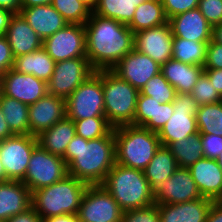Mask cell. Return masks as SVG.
Returning <instances> with one entry per match:
<instances>
[{"label": "cell", "mask_w": 222, "mask_h": 222, "mask_svg": "<svg viewBox=\"0 0 222 222\" xmlns=\"http://www.w3.org/2000/svg\"><path fill=\"white\" fill-rule=\"evenodd\" d=\"M84 26L86 57L95 71L112 70L134 49V33L126 24L91 13Z\"/></svg>", "instance_id": "1"}, {"label": "cell", "mask_w": 222, "mask_h": 222, "mask_svg": "<svg viewBox=\"0 0 222 222\" xmlns=\"http://www.w3.org/2000/svg\"><path fill=\"white\" fill-rule=\"evenodd\" d=\"M62 158L68 175L88 185L102 184L116 163L114 129L108 135L92 140L75 135Z\"/></svg>", "instance_id": "2"}, {"label": "cell", "mask_w": 222, "mask_h": 222, "mask_svg": "<svg viewBox=\"0 0 222 222\" xmlns=\"http://www.w3.org/2000/svg\"><path fill=\"white\" fill-rule=\"evenodd\" d=\"M102 185L123 211L154 204L153 190L143 170L115 163Z\"/></svg>", "instance_id": "3"}, {"label": "cell", "mask_w": 222, "mask_h": 222, "mask_svg": "<svg viewBox=\"0 0 222 222\" xmlns=\"http://www.w3.org/2000/svg\"><path fill=\"white\" fill-rule=\"evenodd\" d=\"M87 187V183L66 175L62 180L32 192V207L41 219L77 214Z\"/></svg>", "instance_id": "4"}, {"label": "cell", "mask_w": 222, "mask_h": 222, "mask_svg": "<svg viewBox=\"0 0 222 222\" xmlns=\"http://www.w3.org/2000/svg\"><path fill=\"white\" fill-rule=\"evenodd\" d=\"M116 163L144 170L161 146L157 132L135 125L114 128Z\"/></svg>", "instance_id": "5"}, {"label": "cell", "mask_w": 222, "mask_h": 222, "mask_svg": "<svg viewBox=\"0 0 222 222\" xmlns=\"http://www.w3.org/2000/svg\"><path fill=\"white\" fill-rule=\"evenodd\" d=\"M105 117L113 128L133 125L139 90L112 70H102Z\"/></svg>", "instance_id": "6"}, {"label": "cell", "mask_w": 222, "mask_h": 222, "mask_svg": "<svg viewBox=\"0 0 222 222\" xmlns=\"http://www.w3.org/2000/svg\"><path fill=\"white\" fill-rule=\"evenodd\" d=\"M66 116L73 121L105 117L102 70L95 71L66 99Z\"/></svg>", "instance_id": "7"}, {"label": "cell", "mask_w": 222, "mask_h": 222, "mask_svg": "<svg viewBox=\"0 0 222 222\" xmlns=\"http://www.w3.org/2000/svg\"><path fill=\"white\" fill-rule=\"evenodd\" d=\"M172 103L173 115L158 132L160 144L163 146L198 133L195 117L198 105L192 95L177 93Z\"/></svg>", "instance_id": "8"}, {"label": "cell", "mask_w": 222, "mask_h": 222, "mask_svg": "<svg viewBox=\"0 0 222 222\" xmlns=\"http://www.w3.org/2000/svg\"><path fill=\"white\" fill-rule=\"evenodd\" d=\"M66 175L68 172L64 159L49 153L38 144L32 152L22 182L32 193L62 180Z\"/></svg>", "instance_id": "9"}, {"label": "cell", "mask_w": 222, "mask_h": 222, "mask_svg": "<svg viewBox=\"0 0 222 222\" xmlns=\"http://www.w3.org/2000/svg\"><path fill=\"white\" fill-rule=\"evenodd\" d=\"M123 210L102 184L88 185L78 210L81 222H121Z\"/></svg>", "instance_id": "10"}, {"label": "cell", "mask_w": 222, "mask_h": 222, "mask_svg": "<svg viewBox=\"0 0 222 222\" xmlns=\"http://www.w3.org/2000/svg\"><path fill=\"white\" fill-rule=\"evenodd\" d=\"M95 70L87 57L56 62L54 72L47 82L48 93L67 99Z\"/></svg>", "instance_id": "11"}, {"label": "cell", "mask_w": 222, "mask_h": 222, "mask_svg": "<svg viewBox=\"0 0 222 222\" xmlns=\"http://www.w3.org/2000/svg\"><path fill=\"white\" fill-rule=\"evenodd\" d=\"M38 139L33 135H18L0 141V162L9 180L22 181Z\"/></svg>", "instance_id": "12"}, {"label": "cell", "mask_w": 222, "mask_h": 222, "mask_svg": "<svg viewBox=\"0 0 222 222\" xmlns=\"http://www.w3.org/2000/svg\"><path fill=\"white\" fill-rule=\"evenodd\" d=\"M42 47L55 62L86 57L85 26L68 24L45 38Z\"/></svg>", "instance_id": "13"}, {"label": "cell", "mask_w": 222, "mask_h": 222, "mask_svg": "<svg viewBox=\"0 0 222 222\" xmlns=\"http://www.w3.org/2000/svg\"><path fill=\"white\" fill-rule=\"evenodd\" d=\"M157 205L177 204L203 198L188 168H178L153 190Z\"/></svg>", "instance_id": "14"}, {"label": "cell", "mask_w": 222, "mask_h": 222, "mask_svg": "<svg viewBox=\"0 0 222 222\" xmlns=\"http://www.w3.org/2000/svg\"><path fill=\"white\" fill-rule=\"evenodd\" d=\"M0 83L4 96L14 98L28 106L48 93L47 82L32 74L19 73L13 68L1 76Z\"/></svg>", "instance_id": "15"}, {"label": "cell", "mask_w": 222, "mask_h": 222, "mask_svg": "<svg viewBox=\"0 0 222 222\" xmlns=\"http://www.w3.org/2000/svg\"><path fill=\"white\" fill-rule=\"evenodd\" d=\"M134 49L148 55L159 65L172 58L173 34L169 23L134 33Z\"/></svg>", "instance_id": "16"}, {"label": "cell", "mask_w": 222, "mask_h": 222, "mask_svg": "<svg viewBox=\"0 0 222 222\" xmlns=\"http://www.w3.org/2000/svg\"><path fill=\"white\" fill-rule=\"evenodd\" d=\"M112 71L140 91L150 78L160 73L161 65L148 55L133 49L112 68Z\"/></svg>", "instance_id": "17"}, {"label": "cell", "mask_w": 222, "mask_h": 222, "mask_svg": "<svg viewBox=\"0 0 222 222\" xmlns=\"http://www.w3.org/2000/svg\"><path fill=\"white\" fill-rule=\"evenodd\" d=\"M30 135L38 136L66 117V99L47 93L29 105Z\"/></svg>", "instance_id": "18"}, {"label": "cell", "mask_w": 222, "mask_h": 222, "mask_svg": "<svg viewBox=\"0 0 222 222\" xmlns=\"http://www.w3.org/2000/svg\"><path fill=\"white\" fill-rule=\"evenodd\" d=\"M168 23L173 37L204 43L212 40V27L198 8L177 14Z\"/></svg>", "instance_id": "19"}, {"label": "cell", "mask_w": 222, "mask_h": 222, "mask_svg": "<svg viewBox=\"0 0 222 222\" xmlns=\"http://www.w3.org/2000/svg\"><path fill=\"white\" fill-rule=\"evenodd\" d=\"M188 169L202 197L218 201L222 196V170L217 161L202 158Z\"/></svg>", "instance_id": "20"}, {"label": "cell", "mask_w": 222, "mask_h": 222, "mask_svg": "<svg viewBox=\"0 0 222 222\" xmlns=\"http://www.w3.org/2000/svg\"><path fill=\"white\" fill-rule=\"evenodd\" d=\"M19 14L42 41L68 25L51 4L21 8Z\"/></svg>", "instance_id": "21"}, {"label": "cell", "mask_w": 222, "mask_h": 222, "mask_svg": "<svg viewBox=\"0 0 222 222\" xmlns=\"http://www.w3.org/2000/svg\"><path fill=\"white\" fill-rule=\"evenodd\" d=\"M31 197V191L22 181L0 183V220L5 222L26 211L32 206Z\"/></svg>", "instance_id": "22"}, {"label": "cell", "mask_w": 222, "mask_h": 222, "mask_svg": "<svg viewBox=\"0 0 222 222\" xmlns=\"http://www.w3.org/2000/svg\"><path fill=\"white\" fill-rule=\"evenodd\" d=\"M213 200L199 198L193 201L159 206L161 222H206Z\"/></svg>", "instance_id": "23"}, {"label": "cell", "mask_w": 222, "mask_h": 222, "mask_svg": "<svg viewBox=\"0 0 222 222\" xmlns=\"http://www.w3.org/2000/svg\"><path fill=\"white\" fill-rule=\"evenodd\" d=\"M14 58L32 53L42 47L43 41L20 14H14L4 35Z\"/></svg>", "instance_id": "24"}, {"label": "cell", "mask_w": 222, "mask_h": 222, "mask_svg": "<svg viewBox=\"0 0 222 222\" xmlns=\"http://www.w3.org/2000/svg\"><path fill=\"white\" fill-rule=\"evenodd\" d=\"M160 72L169 84L176 89L177 93L188 94L204 73V67L182 63L171 58L161 65Z\"/></svg>", "instance_id": "25"}, {"label": "cell", "mask_w": 222, "mask_h": 222, "mask_svg": "<svg viewBox=\"0 0 222 222\" xmlns=\"http://www.w3.org/2000/svg\"><path fill=\"white\" fill-rule=\"evenodd\" d=\"M76 135L74 121L67 116L37 136L38 144L51 154L63 157L67 145Z\"/></svg>", "instance_id": "26"}, {"label": "cell", "mask_w": 222, "mask_h": 222, "mask_svg": "<svg viewBox=\"0 0 222 222\" xmlns=\"http://www.w3.org/2000/svg\"><path fill=\"white\" fill-rule=\"evenodd\" d=\"M56 62L48 55L43 47L29 54L14 59L13 69L19 73L32 74L48 82L54 72Z\"/></svg>", "instance_id": "27"}, {"label": "cell", "mask_w": 222, "mask_h": 222, "mask_svg": "<svg viewBox=\"0 0 222 222\" xmlns=\"http://www.w3.org/2000/svg\"><path fill=\"white\" fill-rule=\"evenodd\" d=\"M178 168V164L169 148L161 145L143 171L151 189L154 190Z\"/></svg>", "instance_id": "28"}, {"label": "cell", "mask_w": 222, "mask_h": 222, "mask_svg": "<svg viewBox=\"0 0 222 222\" xmlns=\"http://www.w3.org/2000/svg\"><path fill=\"white\" fill-rule=\"evenodd\" d=\"M168 23L161 0H146L136 7L133 19L127 25L136 33L140 30Z\"/></svg>", "instance_id": "29"}, {"label": "cell", "mask_w": 222, "mask_h": 222, "mask_svg": "<svg viewBox=\"0 0 222 222\" xmlns=\"http://www.w3.org/2000/svg\"><path fill=\"white\" fill-rule=\"evenodd\" d=\"M0 109L13 134L30 135L28 105L1 94Z\"/></svg>", "instance_id": "30"}, {"label": "cell", "mask_w": 222, "mask_h": 222, "mask_svg": "<svg viewBox=\"0 0 222 222\" xmlns=\"http://www.w3.org/2000/svg\"><path fill=\"white\" fill-rule=\"evenodd\" d=\"M143 2L144 0H97L92 13L128 25L133 19L136 7Z\"/></svg>", "instance_id": "31"}, {"label": "cell", "mask_w": 222, "mask_h": 222, "mask_svg": "<svg viewBox=\"0 0 222 222\" xmlns=\"http://www.w3.org/2000/svg\"><path fill=\"white\" fill-rule=\"evenodd\" d=\"M167 147L180 168H189L197 160L204 158L199 132L188 138L172 142Z\"/></svg>", "instance_id": "32"}, {"label": "cell", "mask_w": 222, "mask_h": 222, "mask_svg": "<svg viewBox=\"0 0 222 222\" xmlns=\"http://www.w3.org/2000/svg\"><path fill=\"white\" fill-rule=\"evenodd\" d=\"M208 43L173 37L172 58L182 63L204 67Z\"/></svg>", "instance_id": "33"}, {"label": "cell", "mask_w": 222, "mask_h": 222, "mask_svg": "<svg viewBox=\"0 0 222 222\" xmlns=\"http://www.w3.org/2000/svg\"><path fill=\"white\" fill-rule=\"evenodd\" d=\"M195 117L200 134L222 136V101L198 106Z\"/></svg>", "instance_id": "34"}, {"label": "cell", "mask_w": 222, "mask_h": 222, "mask_svg": "<svg viewBox=\"0 0 222 222\" xmlns=\"http://www.w3.org/2000/svg\"><path fill=\"white\" fill-rule=\"evenodd\" d=\"M53 8L68 24L85 25L92 11L78 0H52Z\"/></svg>", "instance_id": "35"}, {"label": "cell", "mask_w": 222, "mask_h": 222, "mask_svg": "<svg viewBox=\"0 0 222 222\" xmlns=\"http://www.w3.org/2000/svg\"><path fill=\"white\" fill-rule=\"evenodd\" d=\"M139 93L160 103H172L177 94L176 89L169 84L161 72L150 78Z\"/></svg>", "instance_id": "36"}, {"label": "cell", "mask_w": 222, "mask_h": 222, "mask_svg": "<svg viewBox=\"0 0 222 222\" xmlns=\"http://www.w3.org/2000/svg\"><path fill=\"white\" fill-rule=\"evenodd\" d=\"M76 135L85 140L97 139L108 135L114 128L106 117H90L74 121Z\"/></svg>", "instance_id": "37"}, {"label": "cell", "mask_w": 222, "mask_h": 222, "mask_svg": "<svg viewBox=\"0 0 222 222\" xmlns=\"http://www.w3.org/2000/svg\"><path fill=\"white\" fill-rule=\"evenodd\" d=\"M190 94L198 106L222 101V97L218 94L213 84H211L204 73L198 79Z\"/></svg>", "instance_id": "38"}, {"label": "cell", "mask_w": 222, "mask_h": 222, "mask_svg": "<svg viewBox=\"0 0 222 222\" xmlns=\"http://www.w3.org/2000/svg\"><path fill=\"white\" fill-rule=\"evenodd\" d=\"M121 222H161L159 206L154 203L147 207L123 211Z\"/></svg>", "instance_id": "39"}, {"label": "cell", "mask_w": 222, "mask_h": 222, "mask_svg": "<svg viewBox=\"0 0 222 222\" xmlns=\"http://www.w3.org/2000/svg\"><path fill=\"white\" fill-rule=\"evenodd\" d=\"M173 112V103H160L155 100L154 118H151L143 127L158 133Z\"/></svg>", "instance_id": "40"}, {"label": "cell", "mask_w": 222, "mask_h": 222, "mask_svg": "<svg viewBox=\"0 0 222 222\" xmlns=\"http://www.w3.org/2000/svg\"><path fill=\"white\" fill-rule=\"evenodd\" d=\"M155 100L139 93L133 125L143 127L154 118Z\"/></svg>", "instance_id": "41"}, {"label": "cell", "mask_w": 222, "mask_h": 222, "mask_svg": "<svg viewBox=\"0 0 222 222\" xmlns=\"http://www.w3.org/2000/svg\"><path fill=\"white\" fill-rule=\"evenodd\" d=\"M198 9L211 27L222 23V0H199Z\"/></svg>", "instance_id": "42"}, {"label": "cell", "mask_w": 222, "mask_h": 222, "mask_svg": "<svg viewBox=\"0 0 222 222\" xmlns=\"http://www.w3.org/2000/svg\"><path fill=\"white\" fill-rule=\"evenodd\" d=\"M204 158L217 160L222 154V136L215 134H200Z\"/></svg>", "instance_id": "43"}, {"label": "cell", "mask_w": 222, "mask_h": 222, "mask_svg": "<svg viewBox=\"0 0 222 222\" xmlns=\"http://www.w3.org/2000/svg\"><path fill=\"white\" fill-rule=\"evenodd\" d=\"M167 19L173 16L198 8L199 0H161Z\"/></svg>", "instance_id": "44"}, {"label": "cell", "mask_w": 222, "mask_h": 222, "mask_svg": "<svg viewBox=\"0 0 222 222\" xmlns=\"http://www.w3.org/2000/svg\"><path fill=\"white\" fill-rule=\"evenodd\" d=\"M222 69V45L211 40L207 45L204 70Z\"/></svg>", "instance_id": "45"}, {"label": "cell", "mask_w": 222, "mask_h": 222, "mask_svg": "<svg viewBox=\"0 0 222 222\" xmlns=\"http://www.w3.org/2000/svg\"><path fill=\"white\" fill-rule=\"evenodd\" d=\"M14 59L6 37L0 35V78L5 72L13 68Z\"/></svg>", "instance_id": "46"}, {"label": "cell", "mask_w": 222, "mask_h": 222, "mask_svg": "<svg viewBox=\"0 0 222 222\" xmlns=\"http://www.w3.org/2000/svg\"><path fill=\"white\" fill-rule=\"evenodd\" d=\"M5 222H42L41 216L31 206L26 211L12 216Z\"/></svg>", "instance_id": "47"}, {"label": "cell", "mask_w": 222, "mask_h": 222, "mask_svg": "<svg viewBox=\"0 0 222 222\" xmlns=\"http://www.w3.org/2000/svg\"><path fill=\"white\" fill-rule=\"evenodd\" d=\"M204 74L222 97V69L204 70Z\"/></svg>", "instance_id": "48"}, {"label": "cell", "mask_w": 222, "mask_h": 222, "mask_svg": "<svg viewBox=\"0 0 222 222\" xmlns=\"http://www.w3.org/2000/svg\"><path fill=\"white\" fill-rule=\"evenodd\" d=\"M206 222H222V205L219 202H212Z\"/></svg>", "instance_id": "49"}, {"label": "cell", "mask_w": 222, "mask_h": 222, "mask_svg": "<svg viewBox=\"0 0 222 222\" xmlns=\"http://www.w3.org/2000/svg\"><path fill=\"white\" fill-rule=\"evenodd\" d=\"M13 15L14 13L10 10L0 8V35L6 34Z\"/></svg>", "instance_id": "50"}, {"label": "cell", "mask_w": 222, "mask_h": 222, "mask_svg": "<svg viewBox=\"0 0 222 222\" xmlns=\"http://www.w3.org/2000/svg\"><path fill=\"white\" fill-rule=\"evenodd\" d=\"M42 222H81L77 214H63L42 219Z\"/></svg>", "instance_id": "51"}, {"label": "cell", "mask_w": 222, "mask_h": 222, "mask_svg": "<svg viewBox=\"0 0 222 222\" xmlns=\"http://www.w3.org/2000/svg\"><path fill=\"white\" fill-rule=\"evenodd\" d=\"M0 8L10 10L14 14H19L21 10V0H0Z\"/></svg>", "instance_id": "52"}, {"label": "cell", "mask_w": 222, "mask_h": 222, "mask_svg": "<svg viewBox=\"0 0 222 222\" xmlns=\"http://www.w3.org/2000/svg\"><path fill=\"white\" fill-rule=\"evenodd\" d=\"M0 109V141L13 136Z\"/></svg>", "instance_id": "53"}, {"label": "cell", "mask_w": 222, "mask_h": 222, "mask_svg": "<svg viewBox=\"0 0 222 222\" xmlns=\"http://www.w3.org/2000/svg\"><path fill=\"white\" fill-rule=\"evenodd\" d=\"M52 0H21V8L51 4Z\"/></svg>", "instance_id": "54"}, {"label": "cell", "mask_w": 222, "mask_h": 222, "mask_svg": "<svg viewBox=\"0 0 222 222\" xmlns=\"http://www.w3.org/2000/svg\"><path fill=\"white\" fill-rule=\"evenodd\" d=\"M212 40L222 45V23L212 27Z\"/></svg>", "instance_id": "55"}, {"label": "cell", "mask_w": 222, "mask_h": 222, "mask_svg": "<svg viewBox=\"0 0 222 222\" xmlns=\"http://www.w3.org/2000/svg\"><path fill=\"white\" fill-rule=\"evenodd\" d=\"M10 181L6 175V171L2 165V163L0 162V183H4Z\"/></svg>", "instance_id": "56"}, {"label": "cell", "mask_w": 222, "mask_h": 222, "mask_svg": "<svg viewBox=\"0 0 222 222\" xmlns=\"http://www.w3.org/2000/svg\"><path fill=\"white\" fill-rule=\"evenodd\" d=\"M84 3L91 11L94 10L97 0H78Z\"/></svg>", "instance_id": "57"}, {"label": "cell", "mask_w": 222, "mask_h": 222, "mask_svg": "<svg viewBox=\"0 0 222 222\" xmlns=\"http://www.w3.org/2000/svg\"><path fill=\"white\" fill-rule=\"evenodd\" d=\"M217 163H222V154H220V158L216 160Z\"/></svg>", "instance_id": "58"}, {"label": "cell", "mask_w": 222, "mask_h": 222, "mask_svg": "<svg viewBox=\"0 0 222 222\" xmlns=\"http://www.w3.org/2000/svg\"><path fill=\"white\" fill-rule=\"evenodd\" d=\"M222 205V196L218 199V201Z\"/></svg>", "instance_id": "59"}, {"label": "cell", "mask_w": 222, "mask_h": 222, "mask_svg": "<svg viewBox=\"0 0 222 222\" xmlns=\"http://www.w3.org/2000/svg\"><path fill=\"white\" fill-rule=\"evenodd\" d=\"M218 166L221 168V170H222V163H218Z\"/></svg>", "instance_id": "60"}, {"label": "cell", "mask_w": 222, "mask_h": 222, "mask_svg": "<svg viewBox=\"0 0 222 222\" xmlns=\"http://www.w3.org/2000/svg\"><path fill=\"white\" fill-rule=\"evenodd\" d=\"M1 94H2V89H1V83H0V96H1Z\"/></svg>", "instance_id": "61"}]
</instances>
